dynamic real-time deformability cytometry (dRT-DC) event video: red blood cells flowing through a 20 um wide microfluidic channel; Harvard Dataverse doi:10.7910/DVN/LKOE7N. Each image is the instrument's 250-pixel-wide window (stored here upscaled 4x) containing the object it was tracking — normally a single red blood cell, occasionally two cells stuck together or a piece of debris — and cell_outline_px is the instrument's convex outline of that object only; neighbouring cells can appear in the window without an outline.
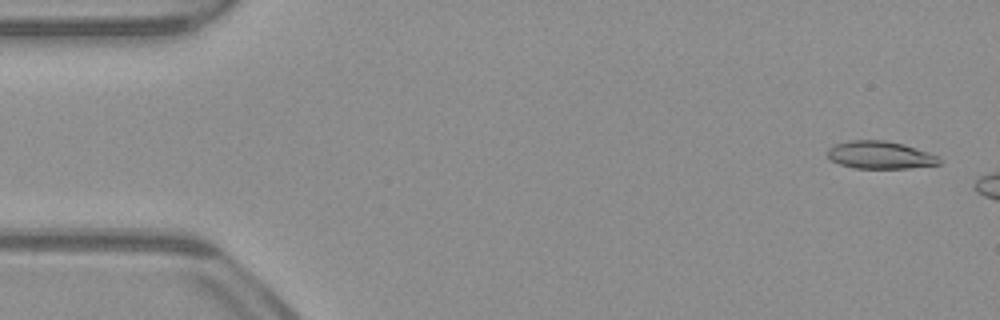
{"species": "common noctule bat (a hibernating species)", "species_latin": "Nyctalus noctula", "temperature_condition": "warm", "stored_images_in_passage": 7, "camera_frame_rate_fps": 3000, "um_per_image_px": 0.085, "animal": {"sex": "male", "body_mass_g": 23.1, "forearm_length_mm": 52.7}, "frame": {"image": 1, "passage_image": 2, "time_ms": 0.333, "image_size_px": [1000, 320], "cell_outline_px": [[940, 164], [908, 168], [856, 168], [840, 164], [832, 160], [828, 156], [828, 148], [836, 144], [848, 140], [884, 140], [904, 144], [940, 156]], "centroid_in_image_um": [74.83, 13.17], "position_along_channel_um": 10.2, "area_um2": 17.92}}